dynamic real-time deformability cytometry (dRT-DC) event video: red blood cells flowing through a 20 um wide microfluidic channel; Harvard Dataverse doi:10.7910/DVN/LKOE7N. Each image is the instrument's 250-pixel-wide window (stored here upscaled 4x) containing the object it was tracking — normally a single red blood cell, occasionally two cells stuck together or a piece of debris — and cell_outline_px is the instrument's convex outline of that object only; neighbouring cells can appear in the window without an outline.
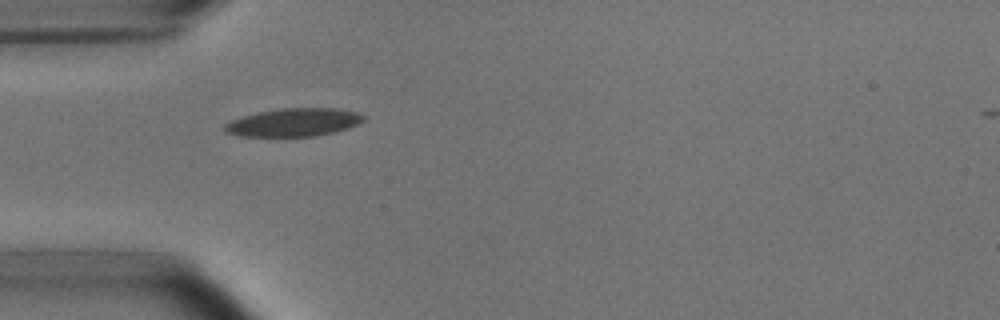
{"species": "common noctule bat (a hibernating species)", "species_latin": "Nyctalus noctula", "temperature_condition": "room temperature", "stored_images_in_passage": 5, "camera_frame_rate_fps": 3000, "um_per_image_px": 0.085, "animal": {"sex": "male", "body_mass_g": 15.6}, "frame": {"image": 1, "passage_image": 4, "time_ms": 3.667, "image_size_px": [1000, 320], "cell_outline_px": [[364, 120], [348, 128], [316, 136], [240, 136], [224, 132], [224, 124], [232, 120], [244, 116], [260, 112], [280, 108], [336, 108], [356, 112], [364, 116]], "centroid_in_image_um": [24.95, 10.4], "position_along_channel_um": 60.1, "area_um2": 22.48}}